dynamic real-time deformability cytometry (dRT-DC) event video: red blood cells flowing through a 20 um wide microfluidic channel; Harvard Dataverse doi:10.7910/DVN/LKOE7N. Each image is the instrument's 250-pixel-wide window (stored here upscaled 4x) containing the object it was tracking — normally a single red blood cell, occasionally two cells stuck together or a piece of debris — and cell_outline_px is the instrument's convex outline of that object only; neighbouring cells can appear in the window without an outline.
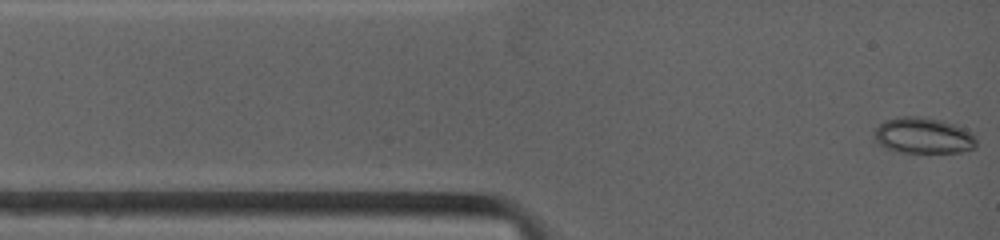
{"species": "common noctule bat (a hibernating species)", "species_latin": "Nyctalus noctula", "temperature_condition": "warm", "stored_images_in_passage": 64, "camera_frame_rate_fps": 4500, "um_per_image_px": 0.085, "animal": {"sex": "female", "body_mass_g": 19.0, "forearm_length_mm": 53.3}, "frame": {"image": 1, "passage_image": 1, "time_ms": 0.0, "image_size_px": [1000, 240], "cell_outline_px": [[976, 148], [960, 152], [896, 152], [872, 140], [872, 132], [884, 120], [900, 116], [928, 116], [956, 124], [972, 132], [976, 140]], "centroid_in_image_um": [78.46, 11.5], "position_along_channel_um": 6.5, "area_um2": 21.91}}
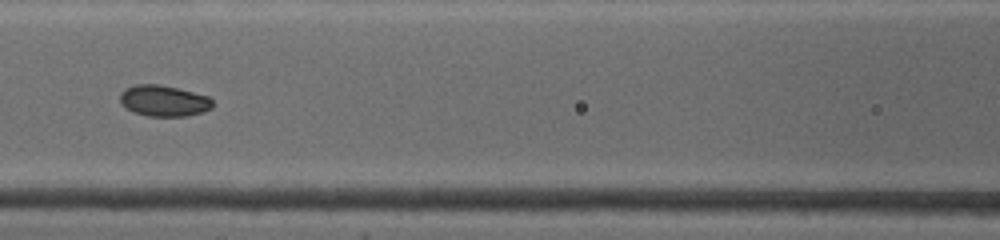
{"frame": {"image": 2, "passage_image": 39, "time_ms": 4.889, "image_size_px": [1000, 240], "cell_outline_px": [[212, 108], [204, 112], [184, 116], [148, 116], [132, 112], [120, 104], [120, 92], [124, 88], [136, 84], [160, 84], [208, 96], [212, 100]], "centroid_in_image_um": [13.88, 8.57], "position_along_channel_um": 152.7, "area_um2": 16.88}}
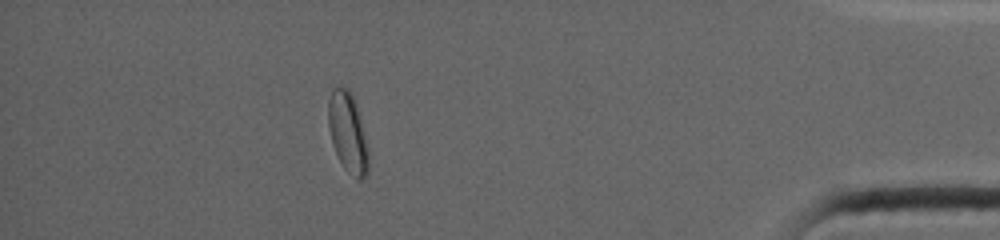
{"frame": {"image": 3, "passage_image": 56, "time_ms": 12.889, "image_size_px": [1000, 240], "cell_outline_px": [[368, 176], [360, 180], [356, 180], [344, 168], [332, 144], [328, 128], [328, 100], [332, 88], [340, 84], [348, 88], [352, 92], [356, 100], [368, 148]], "centroid_in_image_um": [29.56, 11.22], "position_along_channel_um": 405.6, "area_um2": 19.25}, "authors_computed_cell_mechanics": {"area_um2": 18.0914, "velocity_mm_per_s": 3.9397, "shape_relaxation_time_tau1_ms": 6.2126, "shape_relaxation_time_tau2_ms": 2.2222, "deformation_change_tau1": 0.1213, "deformation_change_tau2": 0.0263}}